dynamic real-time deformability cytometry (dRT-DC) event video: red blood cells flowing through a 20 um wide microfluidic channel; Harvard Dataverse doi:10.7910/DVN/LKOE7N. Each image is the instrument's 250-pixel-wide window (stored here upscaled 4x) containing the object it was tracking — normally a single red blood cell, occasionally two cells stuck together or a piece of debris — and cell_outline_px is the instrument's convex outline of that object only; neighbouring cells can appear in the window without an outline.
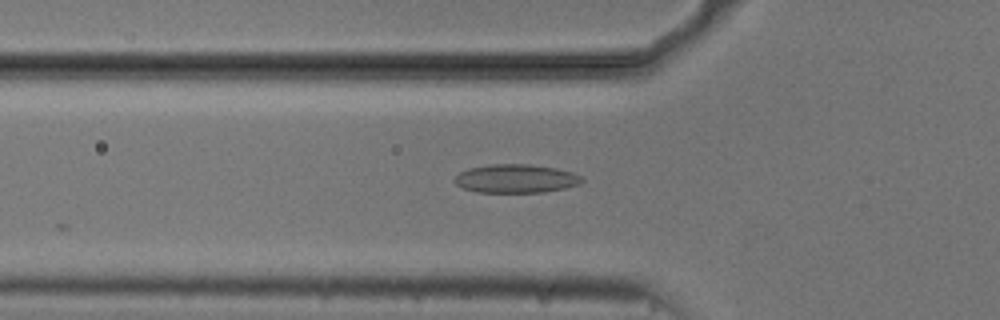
{"species": "common noctule bat (a hibernating species)", "species_latin": "Nyctalus noctula", "temperature_condition": "cold", "stored_images_in_passage": 15, "camera_frame_rate_fps": 3000, "um_per_image_px": 0.085, "animal": {"sex": "male", "body_mass_g": 20.5, "forearm_length_mm": 52.5}, "frame": {"image": 1, "passage_image": 3, "time_ms": 0.667, "image_size_px": [1000, 320], "cell_outline_px": [[584, 180], [580, 184], [564, 188], [544, 192], [476, 192], [464, 188], [456, 184], [452, 180], [460, 172], [468, 168], [492, 164], [528, 164], [556, 168], [572, 172], [580, 176]], "centroid_in_image_um": [43.84, 15.18], "position_along_channel_um": 82.0, "area_um2": 21.15}}
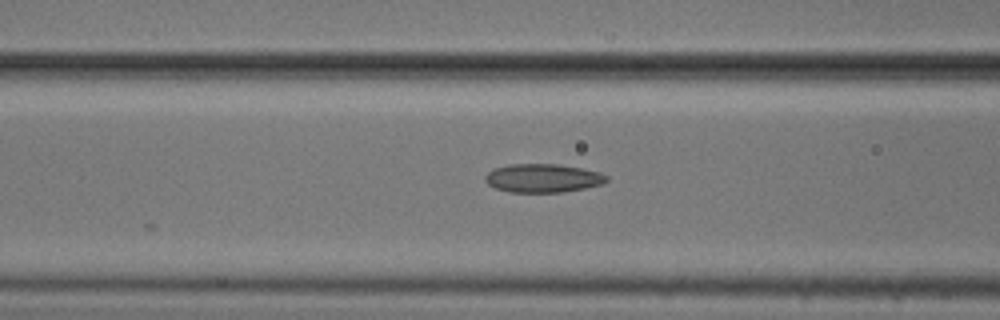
{"frame": {"image": 2, "passage_image": 6, "time_ms": 1.667, "image_size_px": [1000, 320], "cell_outline_px": [[608, 180], [604, 184], [564, 192], [508, 192], [496, 188], [488, 184], [484, 180], [484, 176], [488, 172], [496, 168], [508, 164], [560, 164], [600, 172], [608, 176]], "centroid_in_image_um": [46.15, 15.14], "position_along_channel_um": 120.4, "area_um2": 20.29}}
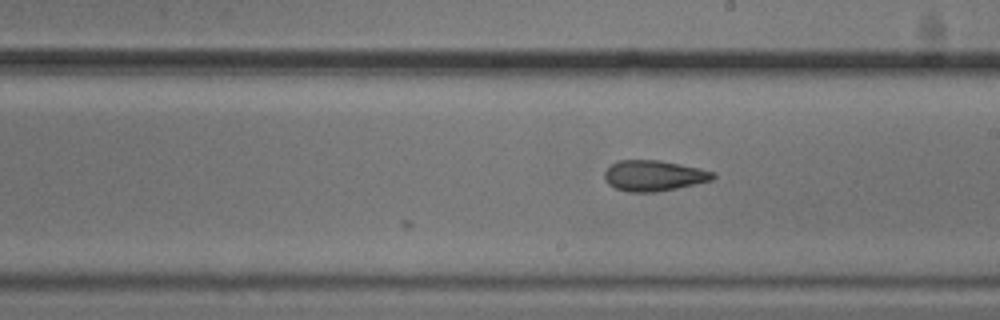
{"frame": {"image": 3, "passage_image": 15, "time_ms": 4.667, "image_size_px": [1000, 320], "cell_outline_px": [[716, 176], [712, 180], [676, 188], [656, 192], [628, 192], [616, 188], [608, 184], [604, 180], [604, 172], [616, 160], [656, 160], [700, 168], [716, 172]], "centroid_in_image_um": [55.56, 14.93], "position_along_channel_um": 233.4, "area_um2": 19.36}}